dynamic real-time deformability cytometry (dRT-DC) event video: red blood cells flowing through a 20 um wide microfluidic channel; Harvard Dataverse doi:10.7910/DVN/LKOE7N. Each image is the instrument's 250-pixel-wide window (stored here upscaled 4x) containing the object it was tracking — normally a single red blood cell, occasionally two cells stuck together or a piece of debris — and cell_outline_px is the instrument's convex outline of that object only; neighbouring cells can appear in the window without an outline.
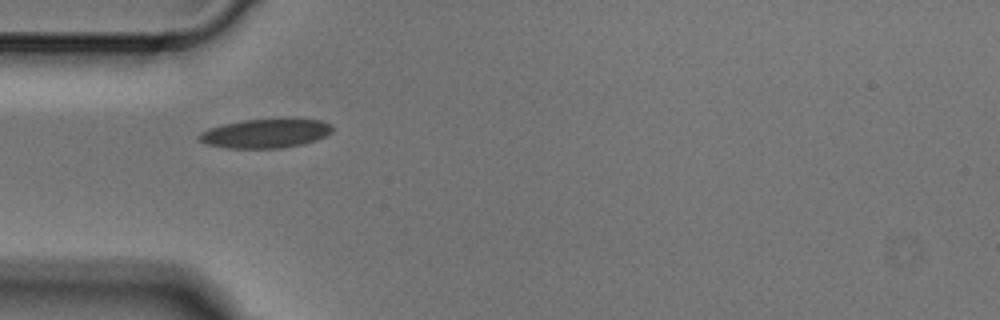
{"species": "Egyptian fruit bat (a non-hibernating species)", "species_latin": "Rousettus aegyptiacus", "temperature_condition": "cold", "stored_images_in_passage": 4, "camera_frame_rate_fps": 3000, "um_per_image_px": 0.085, "animal": {"sex": "male"}, "frame": {"image": 1, "passage_image": 2, "time_ms": 0.333, "image_size_px": [1000, 320], "cell_outline_px": [[332, 132], [316, 140], [304, 144], [280, 148], [224, 148], [208, 144], [200, 140], [196, 136], [200, 132], [208, 128], [224, 124], [244, 120], [280, 116], [292, 116], [320, 120], [332, 124]], "centroid_in_image_um": [22.62, 11.29], "position_along_channel_um": 62.4, "area_um2": 23.52}}
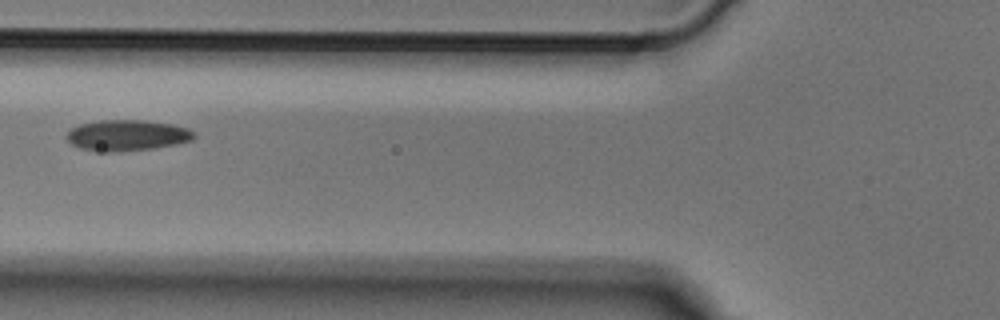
{"frame": {"image": 2, "passage_image": 3, "time_ms": 0.667, "image_size_px": [1000, 320], "cell_outline_px": [[196, 136], [192, 140], [176, 144], [152, 148], [112, 152], [108, 152], [80, 148], [72, 144], [64, 136], [72, 128], [80, 124], [100, 120], [144, 120], [172, 124], [188, 128], [196, 132]], "centroid_in_image_um": [10.82, 11.49], "position_along_channel_um": 115.0, "area_um2": 22.89}}
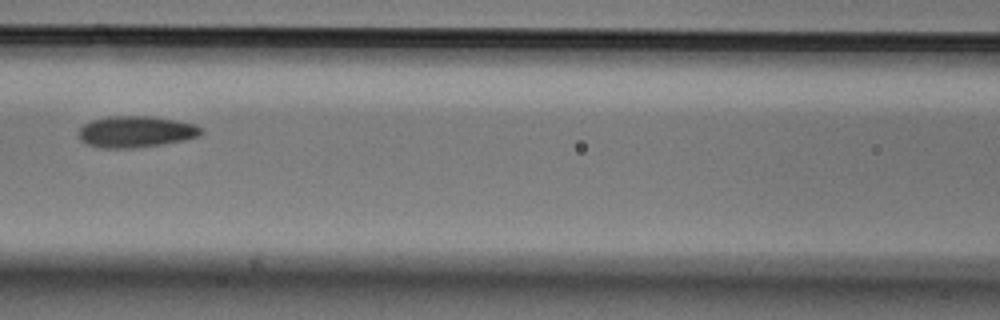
{"frame": {"image": 3, "passage_image": 4, "time_ms": 1.0, "image_size_px": [1000, 320], "cell_outline_px": [[204, 132], [200, 136], [184, 140], [164, 144], [132, 148], [96, 148], [84, 144], [80, 140], [80, 128], [84, 124], [92, 120], [108, 116], [152, 116], [176, 120], [196, 124], [204, 128]], "centroid_in_image_um": [11.58, 11.2], "position_along_channel_um": 155.0, "area_um2": 22.77}}